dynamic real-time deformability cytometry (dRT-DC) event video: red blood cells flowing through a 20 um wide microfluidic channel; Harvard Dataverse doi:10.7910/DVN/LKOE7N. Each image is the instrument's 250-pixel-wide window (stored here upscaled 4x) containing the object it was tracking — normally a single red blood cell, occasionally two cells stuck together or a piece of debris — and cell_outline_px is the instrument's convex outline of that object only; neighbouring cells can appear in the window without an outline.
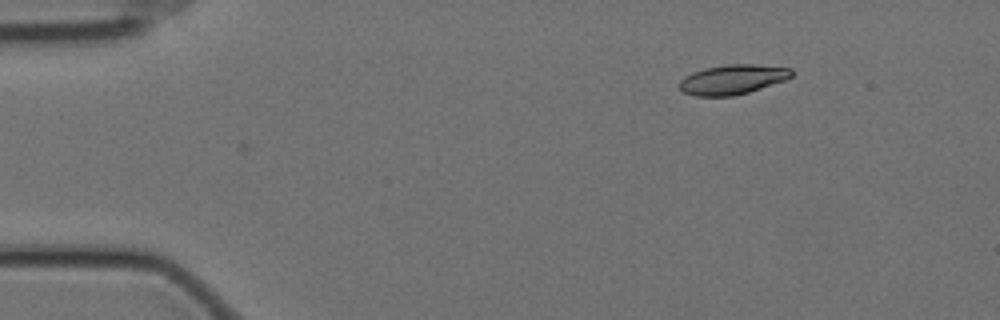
{"species": "Egyptian fruit bat (a non-hibernating species)", "species_latin": "Rousettus aegyptiacus", "temperature_condition": "cold", "stored_images_in_passage": 2, "camera_frame_rate_fps": 3000, "um_per_image_px": 0.085, "animal": {"sex": "female"}, "frame": {"image": 1, "passage_image": 1, "time_ms": 0.0, "image_size_px": [1000, 320], "cell_outline_px": [[792, 76], [784, 80], [748, 92], [732, 96], [696, 96], [680, 92], [676, 84], [684, 76], [692, 72], [704, 68], [728, 64], [752, 64], [792, 68]], "centroid_in_image_um": [62.18, 6.76], "position_along_channel_um": 22.8, "area_um2": 19.54}}